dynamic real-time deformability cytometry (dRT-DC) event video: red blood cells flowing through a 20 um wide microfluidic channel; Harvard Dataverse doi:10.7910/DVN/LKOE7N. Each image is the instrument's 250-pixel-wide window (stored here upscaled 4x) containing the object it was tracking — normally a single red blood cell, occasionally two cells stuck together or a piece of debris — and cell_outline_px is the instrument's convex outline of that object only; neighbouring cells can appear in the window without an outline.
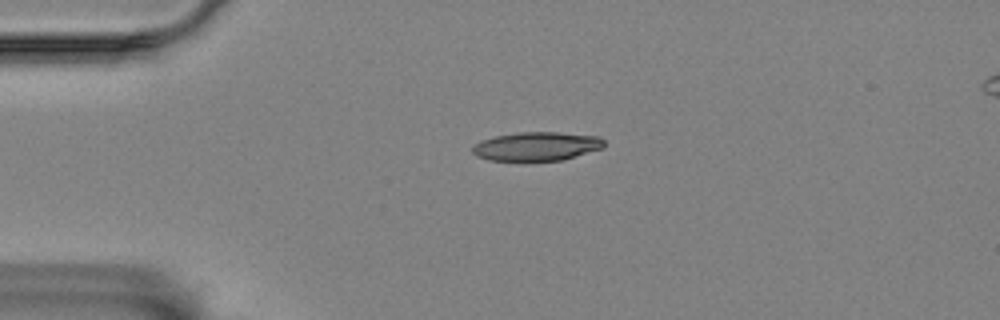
{"species": "Egyptian fruit bat (a non-hibernating species)", "species_latin": "Rousettus aegyptiacus", "temperature_condition": "room temperature", "stored_images_in_passage": 45, "camera_frame_rate_fps": 3000, "um_per_image_px": 0.085, "animal": {"sex": "female"}, "frame": {"image": 1, "passage_image": 1, "time_ms": 0.0, "image_size_px": [1000, 320], "cell_outline_px": [[604, 148], [560, 160], [488, 160], [476, 156], [472, 152], [472, 148], [480, 140], [496, 136], [520, 132], [556, 132], [600, 136], [604, 140]], "centroid_in_image_um": [45.62, 12.43], "position_along_channel_um": 39.4, "area_um2": 21.91}}
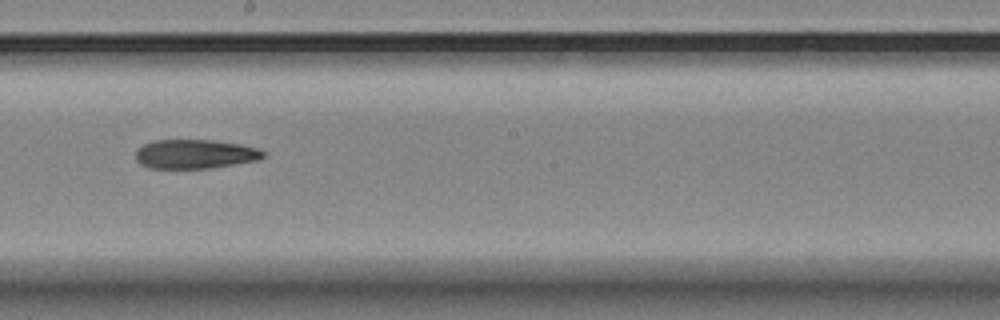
{"frame": {"image": 2, "passage_image": 20, "time_ms": 6.333, "image_size_px": [1000, 320], "cell_outline_px": [[264, 156], [256, 160], [208, 168], [148, 168], [140, 164], [136, 160], [136, 148], [152, 140], [212, 140], [240, 144], [260, 148], [264, 152]], "centroid_in_image_um": [16.53, 13.08], "position_along_channel_um": 231.7, "area_um2": 21.62}}
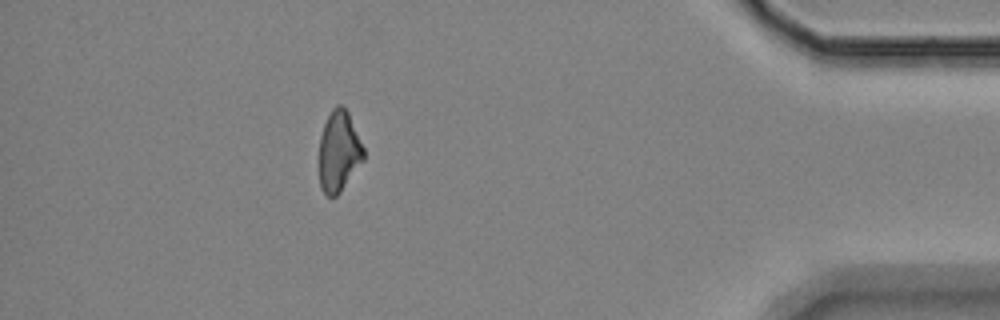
{"frame": {"image": 3, "passage_image": 39, "time_ms": 12.667, "image_size_px": [1000, 320], "cell_outline_px": [[364, 160], [340, 192], [336, 196], [328, 196], [324, 192], [320, 184], [320, 136], [324, 124], [332, 108], [336, 104], [340, 104], [348, 112], [364, 148]], "centroid_in_image_um": [28.81, 12.85], "position_along_channel_um": 406.4, "area_um2": 20.69}}